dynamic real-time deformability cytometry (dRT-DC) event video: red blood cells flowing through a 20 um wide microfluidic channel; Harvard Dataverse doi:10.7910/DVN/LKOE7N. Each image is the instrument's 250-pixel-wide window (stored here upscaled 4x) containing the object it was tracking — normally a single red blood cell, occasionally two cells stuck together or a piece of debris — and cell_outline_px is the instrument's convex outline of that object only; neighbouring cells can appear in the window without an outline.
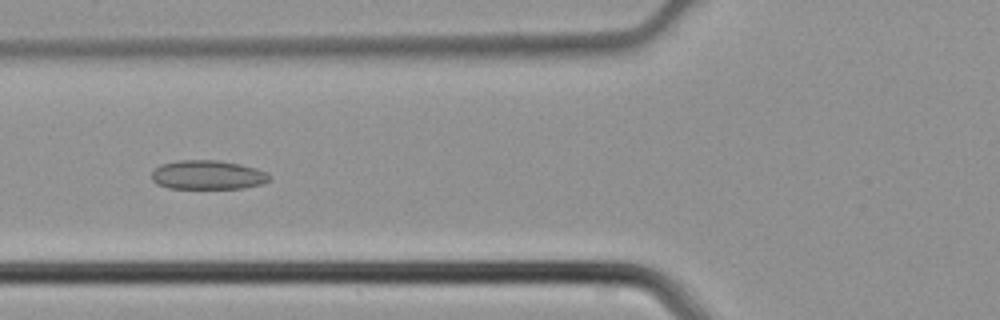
{"species": "common noctule bat (a hibernating species)", "species_latin": "Nyctalus noctula", "temperature_condition": "cold", "stored_images_in_passage": 45, "camera_frame_rate_fps": 3000, "um_per_image_px": 0.085, "animal": {"sex": "male", "body_mass_g": 21.5, "forearm_length_mm": 52.0}, "frame": {"image": 1, "passage_image": 17, "time_ms": 5.333, "image_size_px": [1000, 320], "cell_outline_px": [[272, 180], [260, 184], [244, 188], [168, 188], [156, 184], [152, 180], [152, 172], [160, 164], [180, 160], [216, 160], [240, 164], [256, 168], [272, 176]], "centroid_in_image_um": [17.66, 14.87], "position_along_channel_um": 108.1, "area_um2": 20.0}}
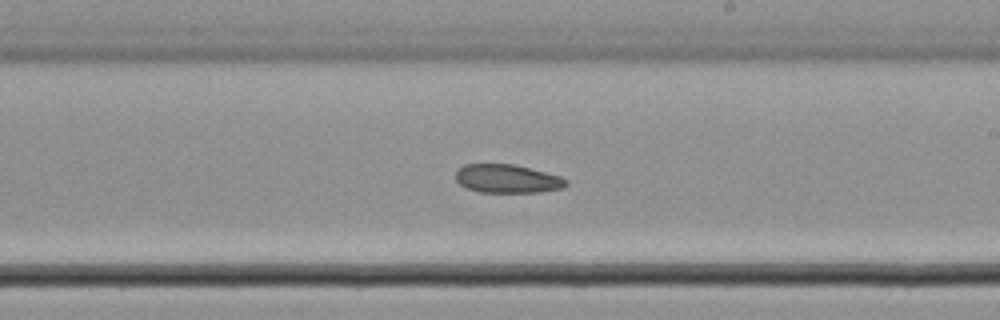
{"frame": {"image": 2, "passage_image": 26, "time_ms": 8.333, "image_size_px": [1000, 320], "cell_outline_px": [[568, 184], [564, 188], [540, 192], [480, 192], [468, 188], [460, 184], [456, 180], [456, 172], [464, 164], [512, 164], [560, 176], [568, 180]], "centroid_in_image_um": [43.14, 15.2], "position_along_channel_um": 245.9, "area_um2": 18.21}}
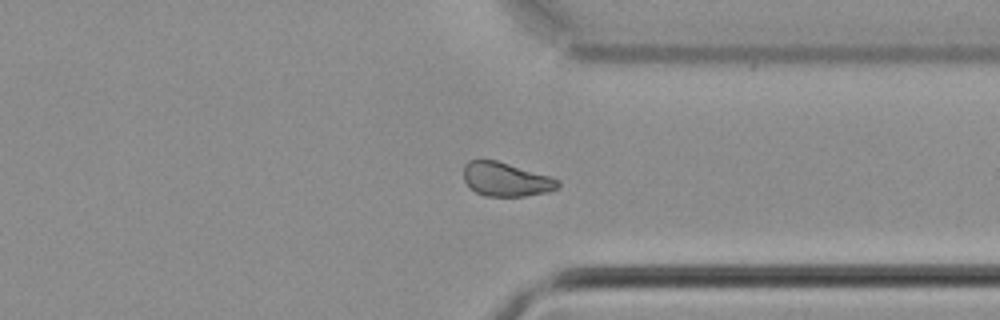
{"frame": {"image": 3, "passage_image": 34, "time_ms": 11.0, "image_size_px": [1000, 320], "cell_outline_px": [[560, 184], [556, 188], [548, 192], [524, 196], [484, 196], [476, 192], [464, 180], [464, 164], [468, 160], [496, 160], [548, 176], [560, 180]], "centroid_in_image_um": [42.99, 15.25], "position_along_channel_um": 368.4, "area_um2": 18.38}}